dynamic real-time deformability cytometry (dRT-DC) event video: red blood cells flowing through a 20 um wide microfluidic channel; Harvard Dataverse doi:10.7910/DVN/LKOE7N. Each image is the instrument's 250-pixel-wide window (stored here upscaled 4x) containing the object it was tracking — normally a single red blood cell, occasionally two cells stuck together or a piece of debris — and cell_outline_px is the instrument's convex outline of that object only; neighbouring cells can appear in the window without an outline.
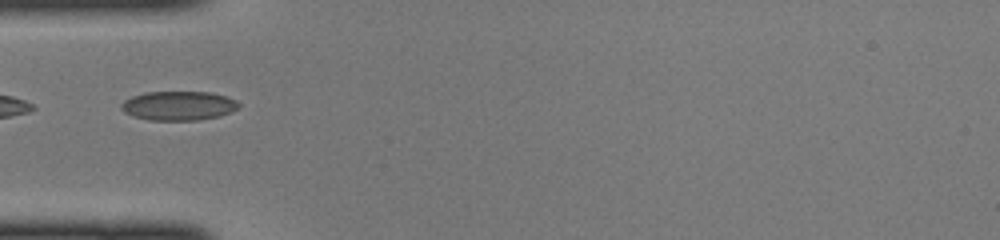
{"species": "common noctule bat (a hibernating species)", "species_latin": "Nyctalus noctula", "temperature_condition": "cold", "stored_images_in_passage": 31, "camera_frame_rate_fps": 3000, "um_per_image_px": 0.085, "animal": {"sex": "female", "body_mass_g": 22.0, "forearm_length_mm": 56.7}, "frame": {"image": 1, "passage_image": 1, "time_ms": 0.0, "image_size_px": [1000, 240], "cell_outline_px": [[240, 104], [236, 108], [220, 116], [196, 120], [148, 120], [132, 116], [124, 112], [120, 108], [120, 104], [124, 100], [132, 96], [144, 92], [212, 92], [228, 96], [236, 100]], "centroid_in_image_um": [15.14, 8.98], "position_along_channel_um": 69.9, "area_um2": 20.06}}
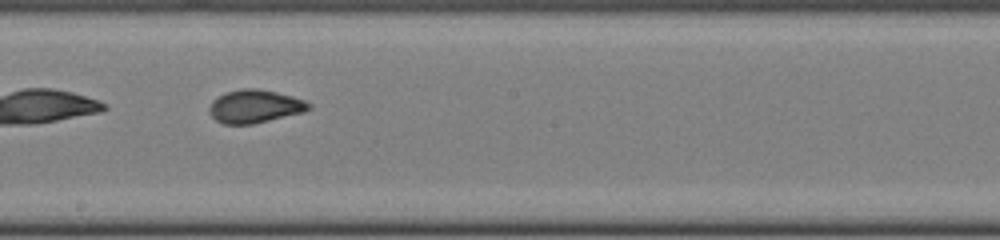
{"frame": {"image": 2, "passage_image": 12, "time_ms": 3.667, "image_size_px": [1000, 240], "cell_outline_px": [[312, 108], [304, 112], [252, 124], [224, 124], [216, 120], [212, 116], [208, 108], [212, 100], [228, 92], [240, 88], [256, 88], [276, 92], [292, 96], [304, 100], [312, 104]], "centroid_in_image_um": [21.68, 9.04], "position_along_channel_um": 226.5, "area_um2": 19.13}}
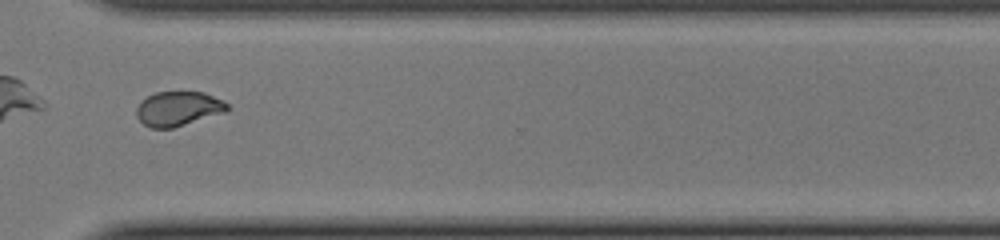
{"frame": {"image": 3, "passage_image": 21, "time_ms": 6.667, "image_size_px": [1000, 240], "cell_outline_px": [[228, 108], [224, 112], [172, 128], [152, 128], [144, 124], [136, 116], [136, 108], [148, 96], [156, 92], [204, 92], [224, 100], [228, 104]], "centroid_in_image_um": [15.15, 9.23], "position_along_channel_um": 355.4, "area_um2": 17.98}}